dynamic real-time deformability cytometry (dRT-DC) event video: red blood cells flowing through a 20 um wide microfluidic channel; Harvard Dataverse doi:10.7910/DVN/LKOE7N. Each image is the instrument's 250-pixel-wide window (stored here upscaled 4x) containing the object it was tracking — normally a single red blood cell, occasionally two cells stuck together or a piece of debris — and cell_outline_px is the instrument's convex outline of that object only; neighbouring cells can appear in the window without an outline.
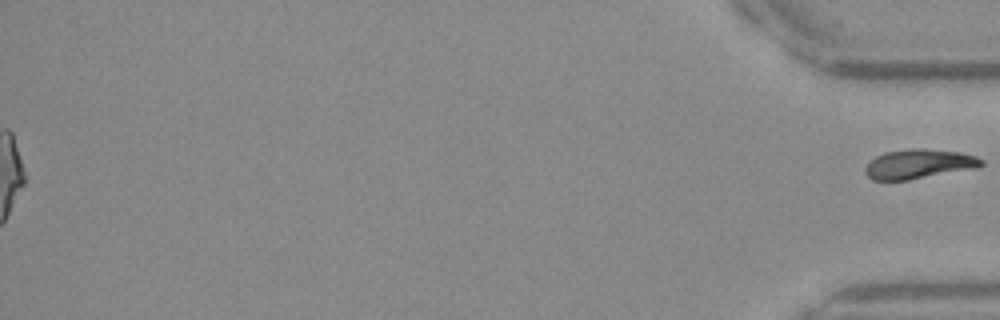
{"species": "Egyptian fruit bat (a non-hibernating species)", "species_latin": "Rousettus aegyptiacus", "temperature_condition": "warm", "stored_images_in_passage": 38, "segment_of_instrument_passage": [2, 2], "camera_frame_rate_fps": 3000, "um_per_image_px": 0.085, "frame": {"image": 1, "passage_image": 38, "time_ms": 12.333, "image_size_px": [1000, 320], "cell_outline_px": [[984, 164], [980, 168], [908, 180], [872, 180], [864, 172], [864, 168], [876, 156], [884, 152], [912, 148], [924, 148], [960, 152], [976, 156], [984, 160]], "centroid_in_image_um": [78.15, 13.94], "position_along_channel_um": 357.0, "area_um2": 20.23}}